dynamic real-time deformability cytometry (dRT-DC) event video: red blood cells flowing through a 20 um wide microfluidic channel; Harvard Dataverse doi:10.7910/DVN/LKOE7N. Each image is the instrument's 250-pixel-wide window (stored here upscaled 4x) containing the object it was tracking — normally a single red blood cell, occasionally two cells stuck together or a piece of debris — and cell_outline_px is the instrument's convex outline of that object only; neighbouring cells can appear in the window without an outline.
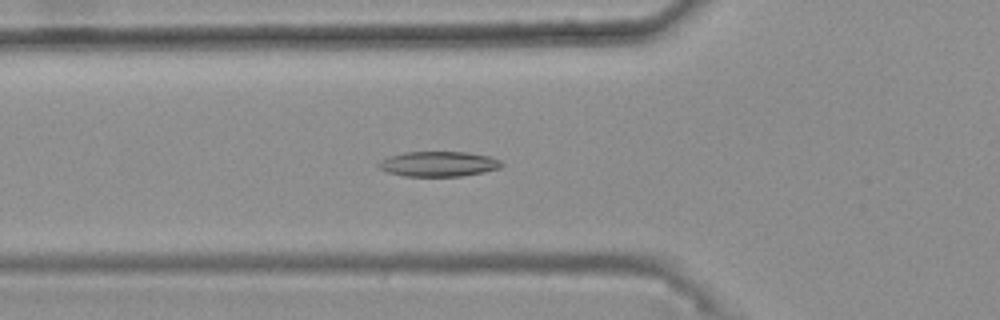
{"species": "common noctule bat (a hibernating species)", "species_latin": "Nyctalus noctula", "temperature_condition": "warm", "stored_images_in_passage": 46, "camera_frame_rate_fps": 3000, "um_per_image_px": 0.085, "animal": {"sex": "female", "body_mass_g": 25.1}, "frame": {"image": 1, "passage_image": 18, "time_ms": 5.667, "image_size_px": [1000, 320], "cell_outline_px": [[504, 164], [500, 168], [484, 172], [460, 176], [404, 176], [388, 172], [380, 168], [380, 160], [388, 156], [404, 152], [464, 152], [488, 156], [500, 160]], "centroid_in_image_um": [37.29, 13.93], "position_along_channel_um": 88.5, "area_um2": 17.86}}
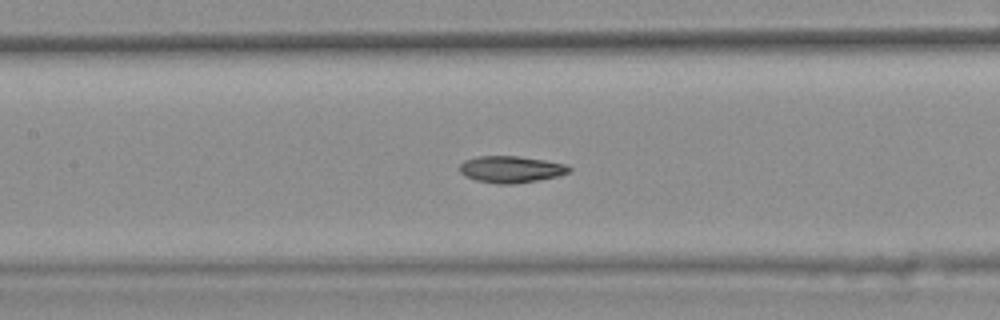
{"frame": {"image": 2, "passage_image": 24, "time_ms": 7.667, "image_size_px": [1000, 320], "cell_outline_px": [[572, 168], [568, 172], [556, 176], [516, 184], [496, 184], [476, 180], [464, 176], [460, 172], [460, 164], [464, 160], [480, 156], [516, 156], [544, 160], [568, 164]], "centroid_in_image_um": [43.41, 14.39], "position_along_channel_um": 164.0, "area_um2": 16.99}}
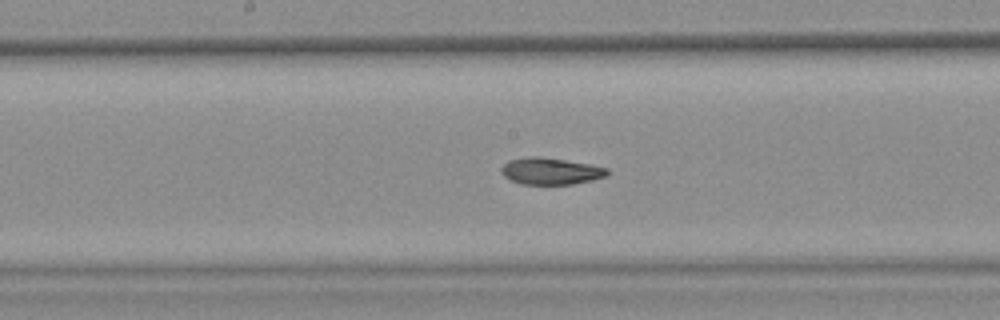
{"frame": {"image": 3, "passage_image": 27, "time_ms": 8.667, "image_size_px": [1000, 320], "cell_outline_px": [[608, 176], [592, 180], [572, 184], [520, 184], [504, 176], [500, 172], [500, 168], [508, 160], [528, 156], [540, 156], [592, 164], [608, 168]], "centroid_in_image_um": [46.81, 14.53], "position_along_channel_um": 201.4, "area_um2": 16.7}, "authors_computed_cell_mechanics": {"area_um2": 17.3111, "velocity_mm_per_s": 3.7512, "shape_relaxation_time_tau1_ms": null, "shape_relaxation_time_tau2_ms": 2.62, "deformation_change_tau1": null, "deformation_change_tau2": 0.0824}}